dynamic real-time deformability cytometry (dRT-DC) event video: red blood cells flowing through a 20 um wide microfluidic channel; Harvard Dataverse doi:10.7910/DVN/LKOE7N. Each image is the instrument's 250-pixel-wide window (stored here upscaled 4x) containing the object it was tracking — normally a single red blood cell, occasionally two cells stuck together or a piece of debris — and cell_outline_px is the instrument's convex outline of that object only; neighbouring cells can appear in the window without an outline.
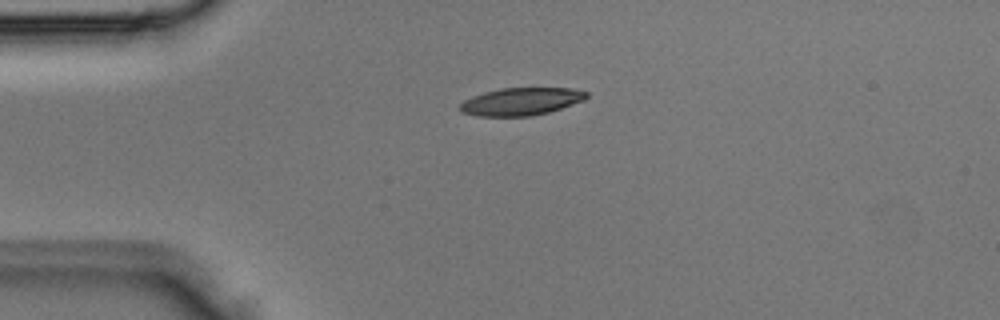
{"species": "Egyptian fruit bat (a non-hibernating species)", "species_latin": "Rousettus aegyptiacus", "temperature_condition": "room temperature", "stored_images_in_passage": 1, "camera_frame_rate_fps": 3000, "um_per_image_px": 0.085, "animal": {"sex": "male"}, "frame": {"image": 1, "passage_image": 1, "time_ms": 0.0, "image_size_px": [1000, 320], "cell_outline_px": [[588, 96], [584, 100], [548, 112], [532, 116], [476, 116], [460, 112], [460, 104], [464, 100], [472, 96], [484, 92], [500, 88], [572, 88], [588, 92]], "centroid_in_image_um": [44.27, 8.62], "position_along_channel_um": 40.7, "area_um2": 20.35}}